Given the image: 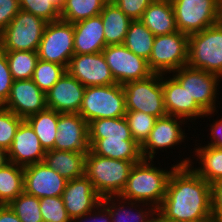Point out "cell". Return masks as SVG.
<instances>
[{
    "instance_id": "cell-1",
    "label": "cell",
    "mask_w": 222,
    "mask_h": 222,
    "mask_svg": "<svg viewBox=\"0 0 222 222\" xmlns=\"http://www.w3.org/2000/svg\"><path fill=\"white\" fill-rule=\"evenodd\" d=\"M211 184L189 165L177 166L157 209L160 222H188L212 215Z\"/></svg>"
},
{
    "instance_id": "cell-2",
    "label": "cell",
    "mask_w": 222,
    "mask_h": 222,
    "mask_svg": "<svg viewBox=\"0 0 222 222\" xmlns=\"http://www.w3.org/2000/svg\"><path fill=\"white\" fill-rule=\"evenodd\" d=\"M181 159L180 162L173 163V166L171 164L169 170L165 167H157L153 159H142L135 163L120 197L129 201L149 204L158 209L166 195L171 173L177 166L188 165L191 156Z\"/></svg>"
},
{
    "instance_id": "cell-3",
    "label": "cell",
    "mask_w": 222,
    "mask_h": 222,
    "mask_svg": "<svg viewBox=\"0 0 222 222\" xmlns=\"http://www.w3.org/2000/svg\"><path fill=\"white\" fill-rule=\"evenodd\" d=\"M137 162L139 161L103 157L89 150L85 158V175L102 199L120 196L126 186L131 168Z\"/></svg>"
},
{
    "instance_id": "cell-4",
    "label": "cell",
    "mask_w": 222,
    "mask_h": 222,
    "mask_svg": "<svg viewBox=\"0 0 222 222\" xmlns=\"http://www.w3.org/2000/svg\"><path fill=\"white\" fill-rule=\"evenodd\" d=\"M173 76L186 90L190 98H193L196 103L206 112L205 117L210 118L218 113L216 105L221 87L222 78L217 75L202 69H195L188 65L181 67L178 70L171 72ZM218 92V93H217ZM217 106V107H216ZM216 112V113H215Z\"/></svg>"
},
{
    "instance_id": "cell-5",
    "label": "cell",
    "mask_w": 222,
    "mask_h": 222,
    "mask_svg": "<svg viewBox=\"0 0 222 222\" xmlns=\"http://www.w3.org/2000/svg\"><path fill=\"white\" fill-rule=\"evenodd\" d=\"M121 84L86 87L79 114L89 123L102 118H119L126 114Z\"/></svg>"
},
{
    "instance_id": "cell-6",
    "label": "cell",
    "mask_w": 222,
    "mask_h": 222,
    "mask_svg": "<svg viewBox=\"0 0 222 222\" xmlns=\"http://www.w3.org/2000/svg\"><path fill=\"white\" fill-rule=\"evenodd\" d=\"M188 66L222 78V25L189 35Z\"/></svg>"
},
{
    "instance_id": "cell-7",
    "label": "cell",
    "mask_w": 222,
    "mask_h": 222,
    "mask_svg": "<svg viewBox=\"0 0 222 222\" xmlns=\"http://www.w3.org/2000/svg\"><path fill=\"white\" fill-rule=\"evenodd\" d=\"M47 22L20 10L0 33L1 51H37Z\"/></svg>"
},
{
    "instance_id": "cell-8",
    "label": "cell",
    "mask_w": 222,
    "mask_h": 222,
    "mask_svg": "<svg viewBox=\"0 0 222 222\" xmlns=\"http://www.w3.org/2000/svg\"><path fill=\"white\" fill-rule=\"evenodd\" d=\"M122 86L126 110L142 111L156 118L168 115L164 106L162 74L154 73L146 79L130 81Z\"/></svg>"
},
{
    "instance_id": "cell-9",
    "label": "cell",
    "mask_w": 222,
    "mask_h": 222,
    "mask_svg": "<svg viewBox=\"0 0 222 222\" xmlns=\"http://www.w3.org/2000/svg\"><path fill=\"white\" fill-rule=\"evenodd\" d=\"M189 35L176 31L155 36L148 59L153 73L170 74L188 64Z\"/></svg>"
},
{
    "instance_id": "cell-10",
    "label": "cell",
    "mask_w": 222,
    "mask_h": 222,
    "mask_svg": "<svg viewBox=\"0 0 222 222\" xmlns=\"http://www.w3.org/2000/svg\"><path fill=\"white\" fill-rule=\"evenodd\" d=\"M178 31L191 35L219 23L220 0H171Z\"/></svg>"
},
{
    "instance_id": "cell-11",
    "label": "cell",
    "mask_w": 222,
    "mask_h": 222,
    "mask_svg": "<svg viewBox=\"0 0 222 222\" xmlns=\"http://www.w3.org/2000/svg\"><path fill=\"white\" fill-rule=\"evenodd\" d=\"M39 59L60 64L67 68L74 55V26L58 20L47 22L40 45L37 49Z\"/></svg>"
},
{
    "instance_id": "cell-12",
    "label": "cell",
    "mask_w": 222,
    "mask_h": 222,
    "mask_svg": "<svg viewBox=\"0 0 222 222\" xmlns=\"http://www.w3.org/2000/svg\"><path fill=\"white\" fill-rule=\"evenodd\" d=\"M102 53L118 84L143 80L154 74L148 61L134 54L124 44L106 46Z\"/></svg>"
},
{
    "instance_id": "cell-13",
    "label": "cell",
    "mask_w": 222,
    "mask_h": 222,
    "mask_svg": "<svg viewBox=\"0 0 222 222\" xmlns=\"http://www.w3.org/2000/svg\"><path fill=\"white\" fill-rule=\"evenodd\" d=\"M187 122V123H186ZM190 124L188 121L181 117L177 116H164L162 118H157L153 129L151 130L149 137L141 145V154L143 159H155V154L159 153L158 151L164 152L167 149L174 148L184 142V140H189L185 133V130L182 129L183 125ZM167 148V149H166Z\"/></svg>"
},
{
    "instance_id": "cell-14",
    "label": "cell",
    "mask_w": 222,
    "mask_h": 222,
    "mask_svg": "<svg viewBox=\"0 0 222 222\" xmlns=\"http://www.w3.org/2000/svg\"><path fill=\"white\" fill-rule=\"evenodd\" d=\"M66 72L85 87L116 84L102 52L74 54Z\"/></svg>"
},
{
    "instance_id": "cell-15",
    "label": "cell",
    "mask_w": 222,
    "mask_h": 222,
    "mask_svg": "<svg viewBox=\"0 0 222 222\" xmlns=\"http://www.w3.org/2000/svg\"><path fill=\"white\" fill-rule=\"evenodd\" d=\"M67 182L43 162L24 167V192L39 199L62 196Z\"/></svg>"
},
{
    "instance_id": "cell-16",
    "label": "cell",
    "mask_w": 222,
    "mask_h": 222,
    "mask_svg": "<svg viewBox=\"0 0 222 222\" xmlns=\"http://www.w3.org/2000/svg\"><path fill=\"white\" fill-rule=\"evenodd\" d=\"M2 107L26 119L47 108L46 94L32 79L14 80L9 97Z\"/></svg>"
},
{
    "instance_id": "cell-17",
    "label": "cell",
    "mask_w": 222,
    "mask_h": 222,
    "mask_svg": "<svg viewBox=\"0 0 222 222\" xmlns=\"http://www.w3.org/2000/svg\"><path fill=\"white\" fill-rule=\"evenodd\" d=\"M58 133L55 150L88 152V122L79 113H60L57 124Z\"/></svg>"
},
{
    "instance_id": "cell-18",
    "label": "cell",
    "mask_w": 222,
    "mask_h": 222,
    "mask_svg": "<svg viewBox=\"0 0 222 222\" xmlns=\"http://www.w3.org/2000/svg\"><path fill=\"white\" fill-rule=\"evenodd\" d=\"M168 75V76H167ZM164 106L170 116H177L191 123L206 112L187 94L182 85L171 74H162Z\"/></svg>"
},
{
    "instance_id": "cell-19",
    "label": "cell",
    "mask_w": 222,
    "mask_h": 222,
    "mask_svg": "<svg viewBox=\"0 0 222 222\" xmlns=\"http://www.w3.org/2000/svg\"><path fill=\"white\" fill-rule=\"evenodd\" d=\"M62 198L71 220L91 212L102 201L86 175L69 180Z\"/></svg>"
},
{
    "instance_id": "cell-20",
    "label": "cell",
    "mask_w": 222,
    "mask_h": 222,
    "mask_svg": "<svg viewBox=\"0 0 222 222\" xmlns=\"http://www.w3.org/2000/svg\"><path fill=\"white\" fill-rule=\"evenodd\" d=\"M45 154L46 151L34 129L24 119L18 126L14 140L7 151L8 161L25 167L43 162Z\"/></svg>"
},
{
    "instance_id": "cell-21",
    "label": "cell",
    "mask_w": 222,
    "mask_h": 222,
    "mask_svg": "<svg viewBox=\"0 0 222 222\" xmlns=\"http://www.w3.org/2000/svg\"><path fill=\"white\" fill-rule=\"evenodd\" d=\"M85 86L65 72L46 93L47 108L58 113H79Z\"/></svg>"
},
{
    "instance_id": "cell-22",
    "label": "cell",
    "mask_w": 222,
    "mask_h": 222,
    "mask_svg": "<svg viewBox=\"0 0 222 222\" xmlns=\"http://www.w3.org/2000/svg\"><path fill=\"white\" fill-rule=\"evenodd\" d=\"M74 26V54L100 53L106 47L104 27L99 15L76 22Z\"/></svg>"
},
{
    "instance_id": "cell-23",
    "label": "cell",
    "mask_w": 222,
    "mask_h": 222,
    "mask_svg": "<svg viewBox=\"0 0 222 222\" xmlns=\"http://www.w3.org/2000/svg\"><path fill=\"white\" fill-rule=\"evenodd\" d=\"M101 202L109 209L112 222H156L158 219L157 208L149 204L125 200L120 196L105 197Z\"/></svg>"
},
{
    "instance_id": "cell-24",
    "label": "cell",
    "mask_w": 222,
    "mask_h": 222,
    "mask_svg": "<svg viewBox=\"0 0 222 222\" xmlns=\"http://www.w3.org/2000/svg\"><path fill=\"white\" fill-rule=\"evenodd\" d=\"M140 20L155 36L178 31L171 0H153Z\"/></svg>"
},
{
    "instance_id": "cell-25",
    "label": "cell",
    "mask_w": 222,
    "mask_h": 222,
    "mask_svg": "<svg viewBox=\"0 0 222 222\" xmlns=\"http://www.w3.org/2000/svg\"><path fill=\"white\" fill-rule=\"evenodd\" d=\"M87 153L49 150L46 151L43 163L69 181L85 175V158Z\"/></svg>"
},
{
    "instance_id": "cell-26",
    "label": "cell",
    "mask_w": 222,
    "mask_h": 222,
    "mask_svg": "<svg viewBox=\"0 0 222 222\" xmlns=\"http://www.w3.org/2000/svg\"><path fill=\"white\" fill-rule=\"evenodd\" d=\"M191 154L197 157L190 159L189 166L205 181L213 185L214 183L222 180V148H216L211 145H200L195 148ZM198 161L199 167H195L193 164ZM193 161V162H192ZM195 167V168H194Z\"/></svg>"
},
{
    "instance_id": "cell-27",
    "label": "cell",
    "mask_w": 222,
    "mask_h": 222,
    "mask_svg": "<svg viewBox=\"0 0 222 222\" xmlns=\"http://www.w3.org/2000/svg\"><path fill=\"white\" fill-rule=\"evenodd\" d=\"M90 150L103 157L126 161H141V146L135 140L89 139Z\"/></svg>"
},
{
    "instance_id": "cell-28",
    "label": "cell",
    "mask_w": 222,
    "mask_h": 222,
    "mask_svg": "<svg viewBox=\"0 0 222 222\" xmlns=\"http://www.w3.org/2000/svg\"><path fill=\"white\" fill-rule=\"evenodd\" d=\"M100 16L106 46L123 44L132 20L112 0L105 3Z\"/></svg>"
},
{
    "instance_id": "cell-29",
    "label": "cell",
    "mask_w": 222,
    "mask_h": 222,
    "mask_svg": "<svg viewBox=\"0 0 222 222\" xmlns=\"http://www.w3.org/2000/svg\"><path fill=\"white\" fill-rule=\"evenodd\" d=\"M59 115L57 111L46 108L25 119L34 129L45 151L54 150Z\"/></svg>"
},
{
    "instance_id": "cell-30",
    "label": "cell",
    "mask_w": 222,
    "mask_h": 222,
    "mask_svg": "<svg viewBox=\"0 0 222 222\" xmlns=\"http://www.w3.org/2000/svg\"><path fill=\"white\" fill-rule=\"evenodd\" d=\"M89 139L134 140L127 119L102 118L88 123Z\"/></svg>"
},
{
    "instance_id": "cell-31",
    "label": "cell",
    "mask_w": 222,
    "mask_h": 222,
    "mask_svg": "<svg viewBox=\"0 0 222 222\" xmlns=\"http://www.w3.org/2000/svg\"><path fill=\"white\" fill-rule=\"evenodd\" d=\"M24 191V167L8 162L0 168V205H8Z\"/></svg>"
},
{
    "instance_id": "cell-32",
    "label": "cell",
    "mask_w": 222,
    "mask_h": 222,
    "mask_svg": "<svg viewBox=\"0 0 222 222\" xmlns=\"http://www.w3.org/2000/svg\"><path fill=\"white\" fill-rule=\"evenodd\" d=\"M154 40L155 35L141 20H132L123 44L134 54L148 61Z\"/></svg>"
},
{
    "instance_id": "cell-33",
    "label": "cell",
    "mask_w": 222,
    "mask_h": 222,
    "mask_svg": "<svg viewBox=\"0 0 222 222\" xmlns=\"http://www.w3.org/2000/svg\"><path fill=\"white\" fill-rule=\"evenodd\" d=\"M108 0H65L60 11V19L68 23H76L93 16L103 10Z\"/></svg>"
},
{
    "instance_id": "cell-34",
    "label": "cell",
    "mask_w": 222,
    "mask_h": 222,
    "mask_svg": "<svg viewBox=\"0 0 222 222\" xmlns=\"http://www.w3.org/2000/svg\"><path fill=\"white\" fill-rule=\"evenodd\" d=\"M13 80L31 79L39 59L37 51H3Z\"/></svg>"
},
{
    "instance_id": "cell-35",
    "label": "cell",
    "mask_w": 222,
    "mask_h": 222,
    "mask_svg": "<svg viewBox=\"0 0 222 222\" xmlns=\"http://www.w3.org/2000/svg\"><path fill=\"white\" fill-rule=\"evenodd\" d=\"M65 72L66 68L60 64L38 59L31 79L46 94Z\"/></svg>"
},
{
    "instance_id": "cell-36",
    "label": "cell",
    "mask_w": 222,
    "mask_h": 222,
    "mask_svg": "<svg viewBox=\"0 0 222 222\" xmlns=\"http://www.w3.org/2000/svg\"><path fill=\"white\" fill-rule=\"evenodd\" d=\"M65 0H19L20 10L32 13L46 22L60 20V11Z\"/></svg>"
},
{
    "instance_id": "cell-37",
    "label": "cell",
    "mask_w": 222,
    "mask_h": 222,
    "mask_svg": "<svg viewBox=\"0 0 222 222\" xmlns=\"http://www.w3.org/2000/svg\"><path fill=\"white\" fill-rule=\"evenodd\" d=\"M22 222H44L40 211V199L24 191L9 204Z\"/></svg>"
},
{
    "instance_id": "cell-38",
    "label": "cell",
    "mask_w": 222,
    "mask_h": 222,
    "mask_svg": "<svg viewBox=\"0 0 222 222\" xmlns=\"http://www.w3.org/2000/svg\"><path fill=\"white\" fill-rule=\"evenodd\" d=\"M125 118L128 121L133 139L141 146L149 137L156 117L142 111L127 110Z\"/></svg>"
},
{
    "instance_id": "cell-39",
    "label": "cell",
    "mask_w": 222,
    "mask_h": 222,
    "mask_svg": "<svg viewBox=\"0 0 222 222\" xmlns=\"http://www.w3.org/2000/svg\"><path fill=\"white\" fill-rule=\"evenodd\" d=\"M24 119L0 106V148L8 151L16 130Z\"/></svg>"
},
{
    "instance_id": "cell-40",
    "label": "cell",
    "mask_w": 222,
    "mask_h": 222,
    "mask_svg": "<svg viewBox=\"0 0 222 222\" xmlns=\"http://www.w3.org/2000/svg\"><path fill=\"white\" fill-rule=\"evenodd\" d=\"M40 211L44 222H71L62 196L40 198Z\"/></svg>"
},
{
    "instance_id": "cell-41",
    "label": "cell",
    "mask_w": 222,
    "mask_h": 222,
    "mask_svg": "<svg viewBox=\"0 0 222 222\" xmlns=\"http://www.w3.org/2000/svg\"><path fill=\"white\" fill-rule=\"evenodd\" d=\"M131 20H140L153 0H112Z\"/></svg>"
},
{
    "instance_id": "cell-42",
    "label": "cell",
    "mask_w": 222,
    "mask_h": 222,
    "mask_svg": "<svg viewBox=\"0 0 222 222\" xmlns=\"http://www.w3.org/2000/svg\"><path fill=\"white\" fill-rule=\"evenodd\" d=\"M13 81L6 54L0 50V106L8 99Z\"/></svg>"
},
{
    "instance_id": "cell-43",
    "label": "cell",
    "mask_w": 222,
    "mask_h": 222,
    "mask_svg": "<svg viewBox=\"0 0 222 222\" xmlns=\"http://www.w3.org/2000/svg\"><path fill=\"white\" fill-rule=\"evenodd\" d=\"M20 11L19 0H0V33Z\"/></svg>"
},
{
    "instance_id": "cell-44",
    "label": "cell",
    "mask_w": 222,
    "mask_h": 222,
    "mask_svg": "<svg viewBox=\"0 0 222 222\" xmlns=\"http://www.w3.org/2000/svg\"><path fill=\"white\" fill-rule=\"evenodd\" d=\"M97 211V212H96ZM71 222H112L109 209L100 202L91 212L71 220Z\"/></svg>"
},
{
    "instance_id": "cell-45",
    "label": "cell",
    "mask_w": 222,
    "mask_h": 222,
    "mask_svg": "<svg viewBox=\"0 0 222 222\" xmlns=\"http://www.w3.org/2000/svg\"><path fill=\"white\" fill-rule=\"evenodd\" d=\"M212 215L222 222V180L211 185Z\"/></svg>"
},
{
    "instance_id": "cell-46",
    "label": "cell",
    "mask_w": 222,
    "mask_h": 222,
    "mask_svg": "<svg viewBox=\"0 0 222 222\" xmlns=\"http://www.w3.org/2000/svg\"><path fill=\"white\" fill-rule=\"evenodd\" d=\"M212 120H213L212 122L213 124H209L210 134H208L211 136L209 137L210 141H207L208 144H205V145H211L216 148H222V117L217 120H214V119Z\"/></svg>"
},
{
    "instance_id": "cell-47",
    "label": "cell",
    "mask_w": 222,
    "mask_h": 222,
    "mask_svg": "<svg viewBox=\"0 0 222 222\" xmlns=\"http://www.w3.org/2000/svg\"><path fill=\"white\" fill-rule=\"evenodd\" d=\"M0 222H22L9 205H0Z\"/></svg>"
},
{
    "instance_id": "cell-48",
    "label": "cell",
    "mask_w": 222,
    "mask_h": 222,
    "mask_svg": "<svg viewBox=\"0 0 222 222\" xmlns=\"http://www.w3.org/2000/svg\"><path fill=\"white\" fill-rule=\"evenodd\" d=\"M7 151L3 148H0V168L8 163Z\"/></svg>"
},
{
    "instance_id": "cell-49",
    "label": "cell",
    "mask_w": 222,
    "mask_h": 222,
    "mask_svg": "<svg viewBox=\"0 0 222 222\" xmlns=\"http://www.w3.org/2000/svg\"><path fill=\"white\" fill-rule=\"evenodd\" d=\"M188 222H218V221L213 215H210L195 221H188Z\"/></svg>"
}]
</instances>
